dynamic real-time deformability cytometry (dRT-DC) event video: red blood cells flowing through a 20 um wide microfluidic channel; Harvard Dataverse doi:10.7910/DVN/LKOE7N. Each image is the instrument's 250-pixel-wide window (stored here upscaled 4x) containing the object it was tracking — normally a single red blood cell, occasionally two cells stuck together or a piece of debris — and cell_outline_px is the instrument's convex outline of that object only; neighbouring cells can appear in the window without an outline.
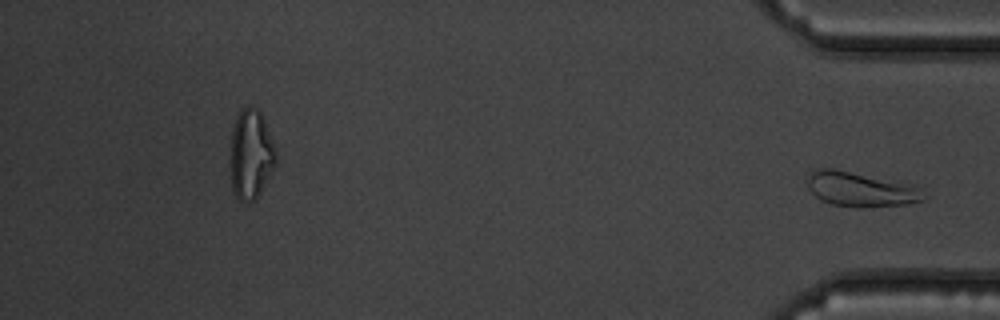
{"species": "common noctule bat (a hibernating species)", "species_latin": "Nyctalus noctula", "temperature_condition": "warm", "stored_images_in_passage": 40, "segment_of_instrument_passage": [2, 2], "camera_frame_rate_fps": 3000, "um_per_image_px": 0.085, "animal": {"sex": "male", "body_mass_g": 19.5, "forearm_length_mm": 54.6}, "frame": {"image": 1, "passage_image": 40, "time_ms": 13.0, "image_size_px": [1000, 320], "cell_outline_px": [[928, 196], [924, 200], [904, 204], [868, 208], [856, 208], [832, 204], [820, 200], [812, 192], [804, 180], [808, 172], [816, 168], [832, 168], [904, 184], [920, 188]], "centroid_in_image_um": [73.07, 16.11], "position_along_channel_um": 362.1, "area_um2": 23.35}}